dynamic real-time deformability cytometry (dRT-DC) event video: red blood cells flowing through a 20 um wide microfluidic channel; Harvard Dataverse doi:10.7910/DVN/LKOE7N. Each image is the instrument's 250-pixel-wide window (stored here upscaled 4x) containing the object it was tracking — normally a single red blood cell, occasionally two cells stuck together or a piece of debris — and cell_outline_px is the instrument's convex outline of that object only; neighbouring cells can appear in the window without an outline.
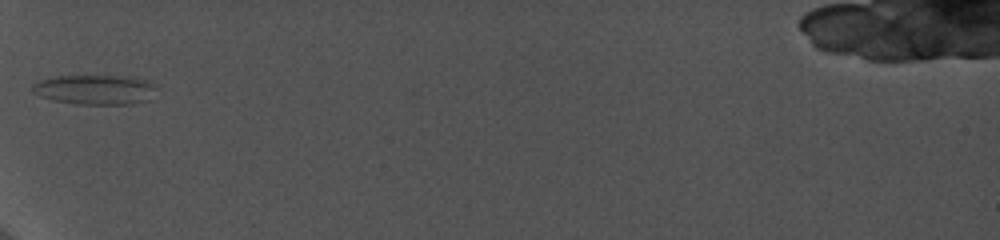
{"species": "common noctule bat (a hibernating species)", "species_latin": "Nyctalus noctula", "temperature_condition": "cold", "stored_images_in_passage": 7, "camera_frame_rate_fps": 5000, "um_per_image_px": 0.085, "animal": {"sex": "female", "body_mass_g": 19.0, "forearm_length_mm": 56.7}, "frame": {"image": 1, "passage_image": 1, "time_ms": 0.0, "image_size_px": [1000, 240], "cell_outline_px": [[160, 84], [148, 100], [132, 104], [76, 104], [52, 100], [40, 96], [32, 92], [32, 84], [40, 80], [56, 76], [136, 76]], "centroid_in_image_um": [8.14, 7.61], "position_along_channel_um": 76.9, "area_um2": 21.91}}